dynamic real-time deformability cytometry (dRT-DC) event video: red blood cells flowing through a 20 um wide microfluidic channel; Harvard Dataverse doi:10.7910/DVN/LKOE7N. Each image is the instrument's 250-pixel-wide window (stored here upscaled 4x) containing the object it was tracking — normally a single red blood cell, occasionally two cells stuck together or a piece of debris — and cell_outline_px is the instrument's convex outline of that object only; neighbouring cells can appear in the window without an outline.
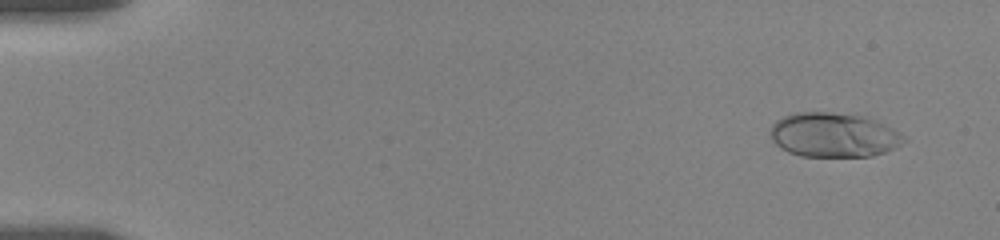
{"species": "human", "species_latin": "Homo sapiens", "temperature_condition": "room temperature", "stored_images_in_passage": 73, "camera_frame_rate_fps": 3000, "um_per_image_px": 0.085, "donor": {"sex": "female"}, "frame": {"image": 1, "passage_image": 8, "time_ms": 1.0, "image_size_px": [1000, 240], "cell_outline_px": [[908, 140], [896, 148], [872, 156], [800, 156], [788, 152], [780, 148], [772, 140], [768, 132], [772, 124], [776, 120], [784, 116], [796, 112], [828, 112], [864, 116], [884, 124], [892, 128], [904, 136]], "centroid_in_image_um": [70.84, 11.47], "position_along_channel_um": 14.2, "area_um2": 34.74}}
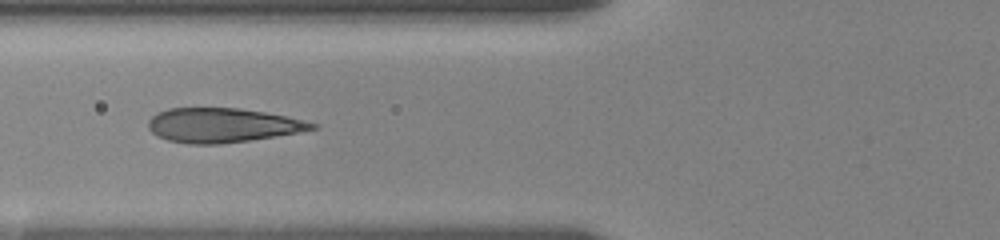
{"frame": {"image": 2, "passage_image": 59, "time_ms": 7.333, "image_size_px": [1000, 240], "cell_outline_px": [[320, 124], [316, 128], [296, 132], [248, 140], [220, 144], [188, 144], [168, 140], [156, 136], [148, 128], [148, 120], [156, 112], [168, 108], [240, 108], [288, 116]], "centroid_in_image_um": [18.86, 10.63], "position_along_channel_um": 106.9, "area_um2": 32.71}}
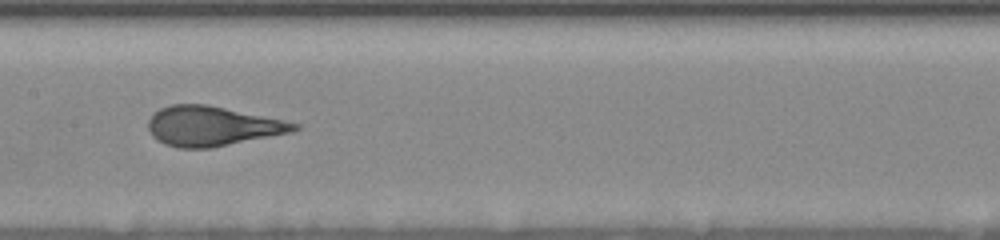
{"frame": {"image": 3, "passage_image": 72, "time_ms": 9.667, "image_size_px": [1000, 240], "cell_outline_px": [[300, 128], [292, 132], [212, 148], [176, 148], [164, 144], [156, 140], [152, 136], [148, 128], [148, 120], [152, 112], [160, 108], [172, 104], [208, 104], [284, 120], [300, 124]], "centroid_in_image_um": [18.01, 10.72], "position_along_channel_um": 189.4, "area_um2": 34.04}}